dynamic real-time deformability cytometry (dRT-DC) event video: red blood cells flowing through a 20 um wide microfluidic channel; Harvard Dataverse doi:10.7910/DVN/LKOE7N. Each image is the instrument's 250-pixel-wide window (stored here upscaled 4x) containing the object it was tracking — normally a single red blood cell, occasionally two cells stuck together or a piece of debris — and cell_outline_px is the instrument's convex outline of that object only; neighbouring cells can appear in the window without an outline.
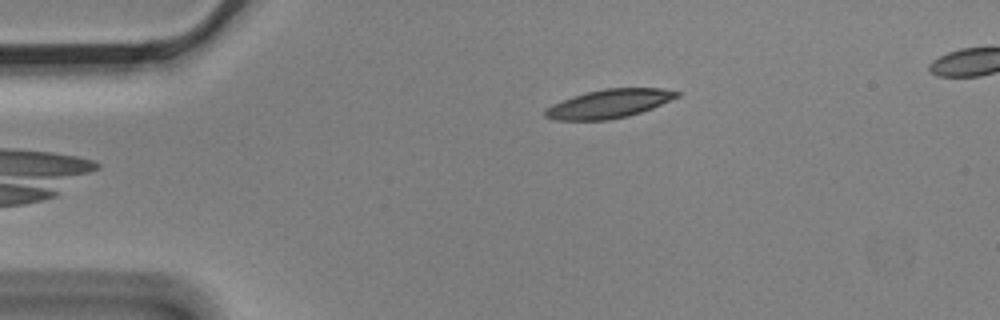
{"species": "Egyptian fruit bat (a non-hibernating species)", "species_latin": "Rousettus aegyptiacus", "temperature_condition": "cold", "stored_images_in_passage": 6, "camera_frame_rate_fps": 3000, "um_per_image_px": 0.085, "animal": {"sex": "male"}, "frame": {"image": 1, "passage_image": 6, "time_ms": 1.667, "image_size_px": [1000, 320], "cell_outline_px": [[680, 96], [652, 108], [628, 116], [608, 120], [556, 120], [544, 116], [544, 112], [552, 104], [572, 96], [604, 88], [660, 88], [680, 92]], "centroid_in_image_um": [51.77, 8.81], "position_along_channel_um": 33.2, "area_um2": 21.85}}